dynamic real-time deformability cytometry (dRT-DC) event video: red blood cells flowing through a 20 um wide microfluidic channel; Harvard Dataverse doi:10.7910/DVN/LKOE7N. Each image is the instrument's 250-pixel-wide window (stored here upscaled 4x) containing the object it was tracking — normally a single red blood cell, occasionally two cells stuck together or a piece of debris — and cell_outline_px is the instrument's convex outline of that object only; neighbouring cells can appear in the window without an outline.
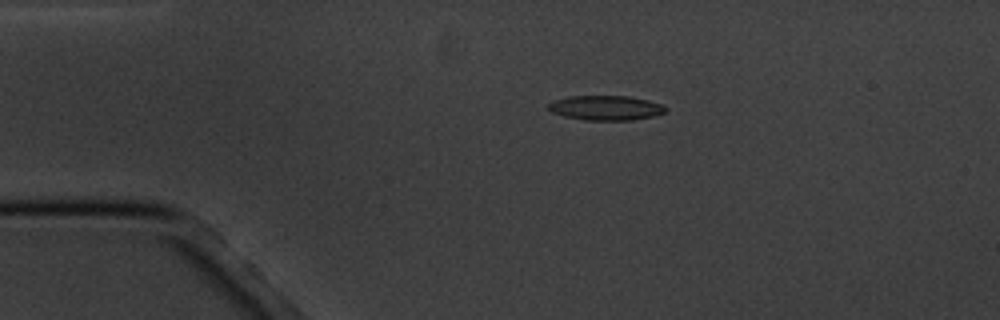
{"species": "common noctule bat (a hibernating species)", "species_latin": "Nyctalus noctula", "temperature_condition": "cold", "stored_images_in_passage": 17, "camera_frame_rate_fps": 3000, "um_per_image_px": 0.085, "animal": {"sex": "male", "body_mass_g": 20.1, "forearm_length_mm": 53.5}, "frame": {"image": 1, "passage_image": 4, "time_ms": 3.667, "image_size_px": [1000, 320], "cell_outline_px": [[668, 108], [664, 112], [652, 116], [632, 120], [584, 120], [564, 116], [552, 112], [548, 108], [548, 104], [552, 100], [568, 96], [628, 96], [648, 100], [660, 104]], "centroid_in_image_um": [51.45, 9.16], "position_along_channel_um": 33.5, "area_um2": 16.82}}
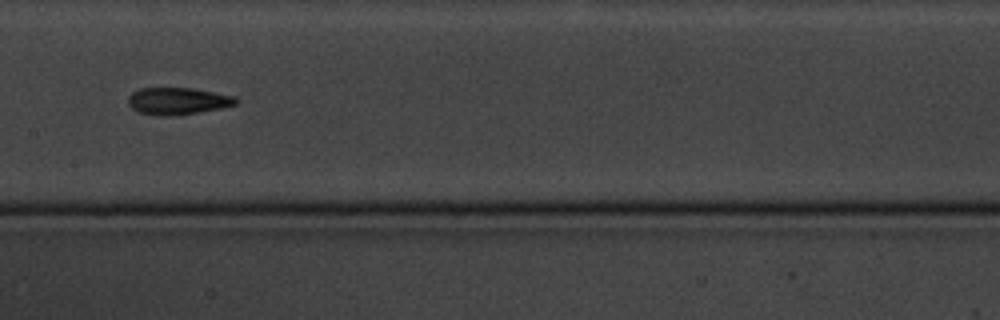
{"frame": {"image": 2, "passage_image": 9, "time_ms": 9.333, "image_size_px": [1000, 320], "cell_outline_px": [[240, 100], [236, 104], [220, 108], [200, 112], [172, 116], [160, 116], [140, 112], [132, 108], [128, 104], [128, 96], [132, 92], [140, 88], [192, 88], [236, 96]], "centroid_in_image_um": [15.12, 8.58], "position_along_channel_um": 192.3, "area_um2": 17.05}}
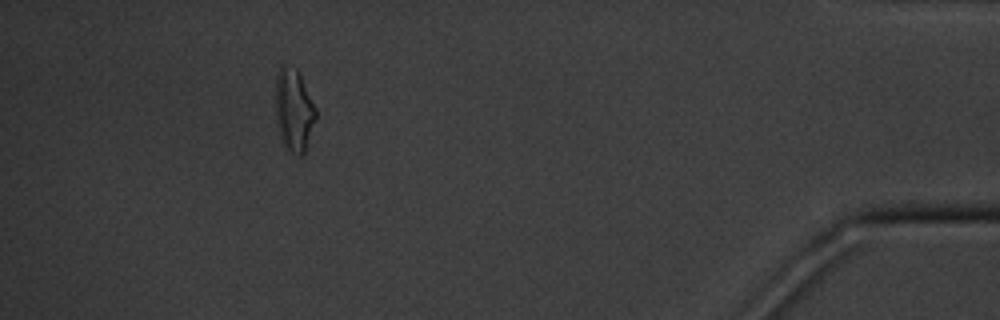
{"frame": {"image": 3, "passage_image": 16, "time_ms": 17.333, "image_size_px": [1000, 320], "cell_outline_px": [[316, 120], [304, 152], [300, 156], [296, 156], [280, 140], [276, 124], [276, 76], [280, 68], [284, 64], [296, 68], [300, 72], [316, 108]], "centroid_in_image_um": [24.98, 9.34], "position_along_channel_um": 410.2, "area_um2": 19.54}, "authors_computed_cell_mechanics": {"area_um2": 16.762, "velocity_mm_per_s": 3.4521, "shape_relaxation_time_tau1_ms": 7.7295, "shape_relaxation_time_tau2_ms": 5.1456, "deformation_change_tau1": 0.1676, "deformation_change_tau2": 0.1338}}